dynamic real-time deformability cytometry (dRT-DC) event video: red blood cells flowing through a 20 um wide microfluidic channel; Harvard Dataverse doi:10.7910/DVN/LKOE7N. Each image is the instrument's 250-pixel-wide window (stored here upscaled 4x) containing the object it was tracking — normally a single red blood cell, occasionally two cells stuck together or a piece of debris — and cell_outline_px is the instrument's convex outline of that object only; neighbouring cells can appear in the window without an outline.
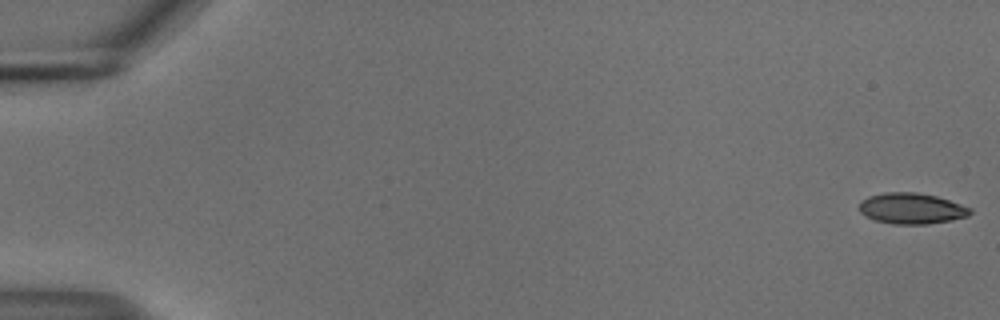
{"species": "common noctule bat (a hibernating species)", "species_latin": "Nyctalus noctula", "temperature_condition": "cold", "stored_images_in_passage": 55, "camera_frame_rate_fps": 3000, "um_per_image_px": 0.085, "animal": {"sex": "male", "body_mass_g": 18.8}, "frame": {"image": 1, "passage_image": 1, "time_ms": 0.0, "image_size_px": [1000, 320], "cell_outline_px": [[972, 212], [968, 216], [952, 220], [928, 224], [892, 224], [876, 220], [860, 212], [860, 200], [868, 196], [884, 192], [916, 192], [936, 196], [972, 208]], "centroid_in_image_um": [77.49, 17.71], "position_along_channel_um": 7.5, "area_um2": 19.94}}
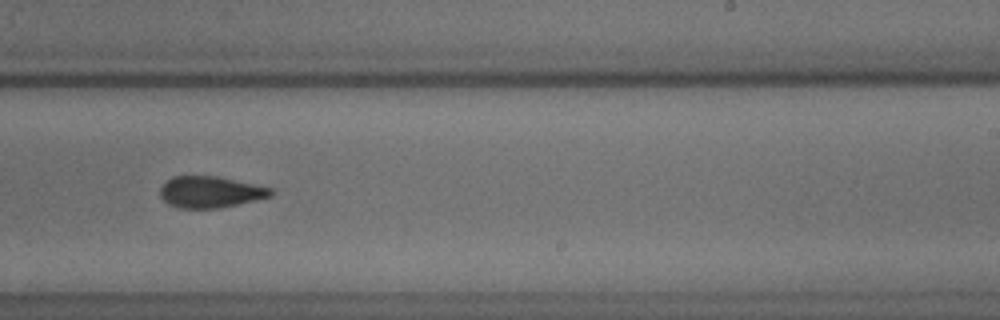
{"frame": {"image": 2, "passage_image": 35, "time_ms": 11.333, "image_size_px": [1000, 320], "cell_outline_px": [[276, 188], [272, 196], [220, 208], [180, 208], [168, 204], [160, 196], [160, 188], [172, 176], [216, 176]], "centroid_in_image_um": [17.92, 16.32], "position_along_channel_um": 271.1, "area_um2": 20.35}}
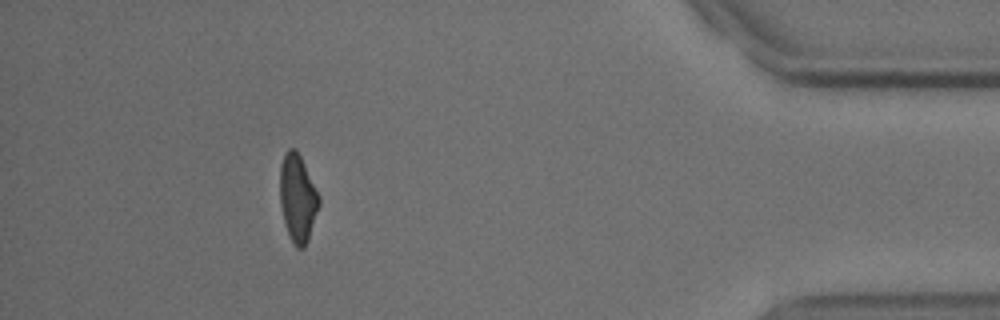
{"frame": {"image": 3, "passage_image": 50, "time_ms": 16.333, "image_size_px": [1000, 320], "cell_outline_px": [[320, 204], [308, 240], [304, 248], [296, 248], [292, 244], [284, 220], [280, 204], [280, 164], [284, 152], [288, 148], [296, 148], [320, 196]], "centroid_in_image_um": [25.3, 16.83], "position_along_channel_um": 409.9, "area_um2": 20.0}, "authors_computed_cell_mechanics": {"area_um2": 20.5768, "velocity_mm_per_s": 3.7253, "shape_relaxation_time_tau1_ms": 9.5982, "shape_relaxation_time_tau2_ms": 4.3389, "deformation_change_tau1": 0.2022, "deformation_change_tau2": 0.118}}